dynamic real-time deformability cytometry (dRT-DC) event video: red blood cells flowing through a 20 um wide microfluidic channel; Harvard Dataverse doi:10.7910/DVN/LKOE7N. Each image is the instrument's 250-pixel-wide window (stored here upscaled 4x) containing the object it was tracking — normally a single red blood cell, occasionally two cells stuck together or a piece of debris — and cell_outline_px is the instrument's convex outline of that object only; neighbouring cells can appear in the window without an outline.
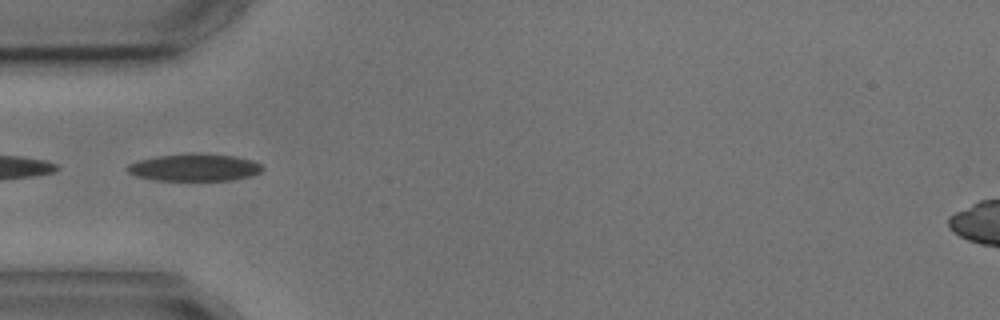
{"species": "common noctule bat (a hibernating species)", "species_latin": "Nyctalus noctula", "temperature_condition": "cold", "stored_images_in_passage": 5, "camera_frame_rate_fps": 3000, "um_per_image_px": 0.085, "animal": {"sex": "male", "body_mass_g": 17.9, "forearm_length_mm": 54.2}, "frame": {"image": 1, "passage_image": 4, "time_ms": 4.0, "image_size_px": [1000, 320], "cell_outline_px": [[264, 168], [260, 172], [252, 176], [228, 180], [156, 180], [136, 176], [128, 172], [124, 168], [128, 164], [140, 160], [160, 156], [236, 156], [252, 160], [260, 164]], "centroid_in_image_um": [16.53, 14.28], "position_along_channel_um": 68.5, "area_um2": 20.4}}